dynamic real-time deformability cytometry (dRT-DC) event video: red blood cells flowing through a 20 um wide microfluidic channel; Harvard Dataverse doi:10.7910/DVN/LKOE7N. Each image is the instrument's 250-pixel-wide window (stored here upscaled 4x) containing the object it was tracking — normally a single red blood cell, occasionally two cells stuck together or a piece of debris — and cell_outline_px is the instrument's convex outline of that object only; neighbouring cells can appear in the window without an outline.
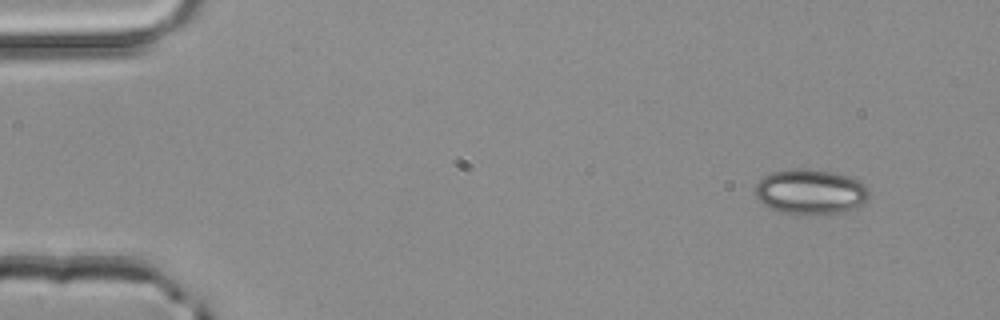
{"species": "common noctule bat (a hibernating species)", "species_latin": "Nyctalus noctula", "temperature_condition": "room temperature", "stored_images_in_passage": 4, "camera_frame_rate_fps": 3000, "um_per_image_px": 0.085, "animal": {"sex": "male", "body_mass_g": 20.4}, "frame": {"image": 1, "passage_image": 1, "time_ms": 0.0, "image_size_px": [1000, 320], "cell_outline_px": [[868, 200], [856, 208], [840, 212], [780, 212], [768, 208], [756, 196], [756, 184], [764, 176], [772, 172], [788, 168], [804, 168], [828, 172], [844, 176], [856, 180], [864, 184], [868, 188]], "centroid_in_image_um": [68.86, 16.27], "position_along_channel_um": 16.1, "area_um2": 29.13}}
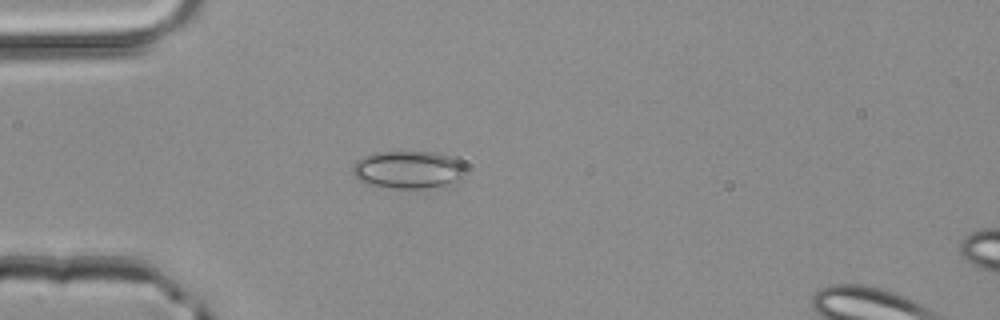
{"frame": {"image": 2, "passage_image": 3, "time_ms": 0.667, "image_size_px": [1000, 320], "cell_outline_px": [[464, 172], [456, 180], [444, 184], [420, 188], [396, 188], [364, 184], [352, 176], [352, 164], [356, 160], [364, 156], [376, 152], [432, 152], [448, 156], [456, 160], [464, 168]], "centroid_in_image_um": [34.55, 14.42], "position_along_channel_um": 50.5, "area_um2": 24.33}}